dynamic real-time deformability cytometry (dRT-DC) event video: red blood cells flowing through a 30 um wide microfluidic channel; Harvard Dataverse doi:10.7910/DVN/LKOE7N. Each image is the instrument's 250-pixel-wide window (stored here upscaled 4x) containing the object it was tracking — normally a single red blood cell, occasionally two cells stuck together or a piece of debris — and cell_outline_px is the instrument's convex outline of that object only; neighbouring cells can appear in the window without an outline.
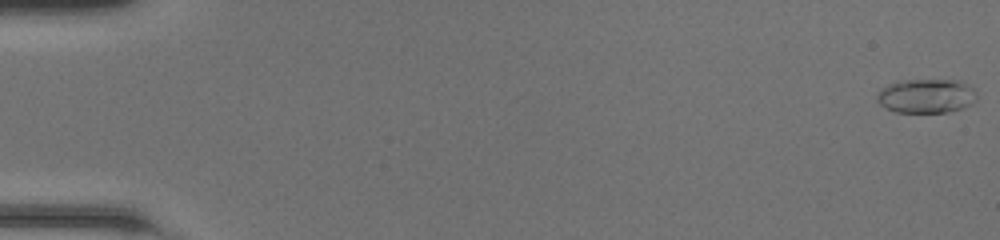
{"species": "common noctule bat (a hibernating species)", "species_latin": "Nyctalus noctula", "temperature_condition": "room temperature", "stored_images_in_passage": 50, "camera_frame_rate_fps": 3000, "um_per_image_px": 0.085, "animal": {"sex": "female", "body_mass_g": 20.0, "forearm_length_mm": 54.0}, "frame": {"image": 1, "passage_image": 1, "time_ms": 0.0, "image_size_px": [1000, 240], "cell_outline_px": [[976, 100], [972, 104], [948, 112], [896, 112], [880, 104], [876, 100], [876, 96], [888, 84], [900, 80], [960, 80], [972, 88], [976, 92]], "centroid_in_image_um": [78.75, 8.15], "position_along_channel_um": 6.3, "area_um2": 19.71}}
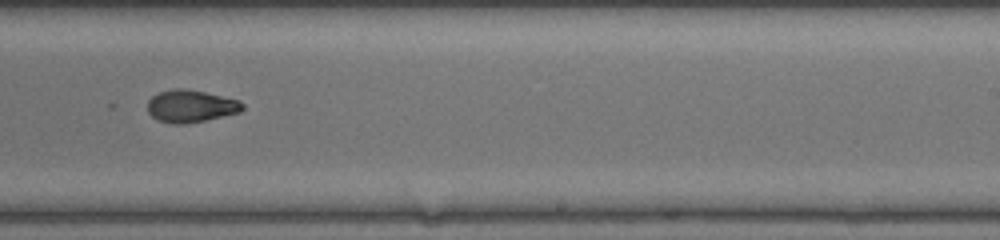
{"frame": {"image": 2, "passage_image": 32, "time_ms": 10.333, "image_size_px": [1000, 240], "cell_outline_px": [[244, 108], [240, 112], [204, 120], [184, 124], [172, 124], [160, 120], [152, 116], [148, 112], [148, 100], [156, 92], [172, 88], [184, 88], [204, 92], [236, 100], [244, 104]], "centroid_in_image_um": [16.17, 9.01], "position_along_channel_um": 272.8, "area_um2": 17.74}}
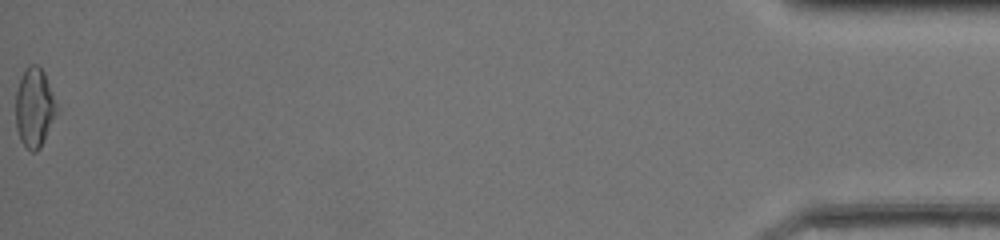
{"frame": {"image": 3, "passage_image": 50, "time_ms": 16.333, "image_size_px": [1000, 240], "cell_outline_px": [[56, 112], [40, 148], [36, 152], [32, 152], [20, 140], [16, 128], [16, 92], [24, 68], [28, 64], [36, 64], [44, 72], [56, 104]], "centroid_in_image_um": [2.89, 9.12], "position_along_channel_um": 432.3, "area_um2": 18.5}, "authors_computed_cell_mechanics": {"area_um2": 18.0914, "velocity_mm_per_s": 4.2926, "shape_relaxation_time_tau1_ms": 2.5923, "shape_relaxation_time_tau2_ms": 2.2312, "deformation_change_tau1": 0.1598, "deformation_change_tau2": 0.0733}}